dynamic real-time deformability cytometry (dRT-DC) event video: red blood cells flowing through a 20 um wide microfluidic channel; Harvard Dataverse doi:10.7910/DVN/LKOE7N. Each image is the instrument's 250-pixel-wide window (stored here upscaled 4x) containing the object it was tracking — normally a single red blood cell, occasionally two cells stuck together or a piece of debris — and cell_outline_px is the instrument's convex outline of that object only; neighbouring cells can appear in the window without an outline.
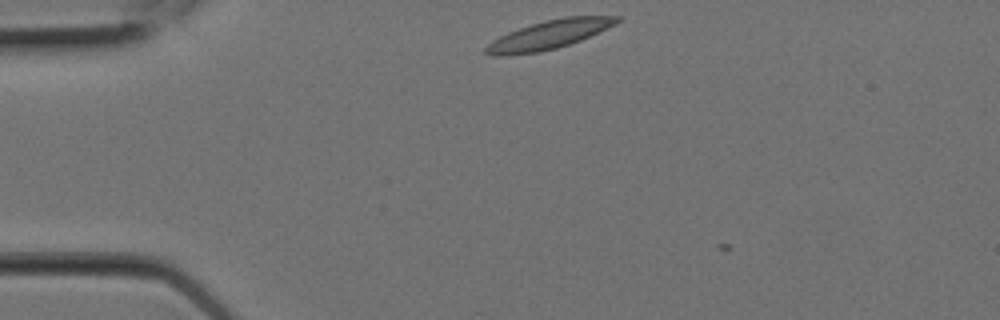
{"species": "Egyptian fruit bat (a non-hibernating species)", "species_latin": "Rousettus aegyptiacus", "temperature_condition": "room temperature", "stored_images_in_passage": 3, "camera_frame_rate_fps": 3000, "um_per_image_px": 0.085, "animal": {"sex": "female"}, "frame": {"image": 1, "passage_image": 1, "time_ms": 0.0, "image_size_px": [1000, 320], "cell_outline_px": [[620, 20], [616, 24], [580, 40], [556, 48], [540, 52], [508, 56], [492, 56], [484, 52], [484, 48], [492, 40], [508, 32], [532, 24], [564, 16], [620, 16]], "centroid_in_image_um": [46.62, 2.97], "position_along_channel_um": 38.4, "area_um2": 21.79}}